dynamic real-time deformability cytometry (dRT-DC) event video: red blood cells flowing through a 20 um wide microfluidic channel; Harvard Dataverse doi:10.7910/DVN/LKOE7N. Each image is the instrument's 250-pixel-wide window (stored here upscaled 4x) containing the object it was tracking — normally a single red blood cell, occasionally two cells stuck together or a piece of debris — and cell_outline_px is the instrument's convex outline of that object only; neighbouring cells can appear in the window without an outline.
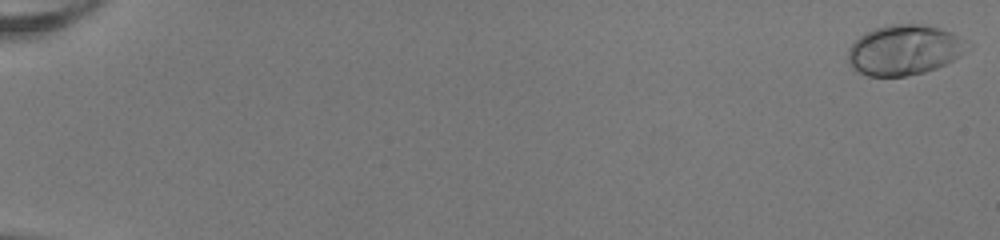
{"species": "human", "species_latin": "Homo sapiens", "temperature_condition": "room temperature", "stored_images_in_passage": 53, "camera_frame_rate_fps": 3000, "um_per_image_px": 0.085, "donor": {"sex": "female"}, "frame": {"image": 1, "passage_image": 1, "time_ms": 0.0, "image_size_px": [1000, 240], "cell_outline_px": [[972, 48], [960, 56], [936, 68], [924, 72], [904, 76], [868, 76], [856, 72], [848, 64], [848, 48], [864, 32], [888, 24], [920, 24], [940, 28], [952, 32], [972, 44]], "centroid_in_image_um": [76.88, 4.24], "position_along_channel_um": 8.1, "area_um2": 35.26}}
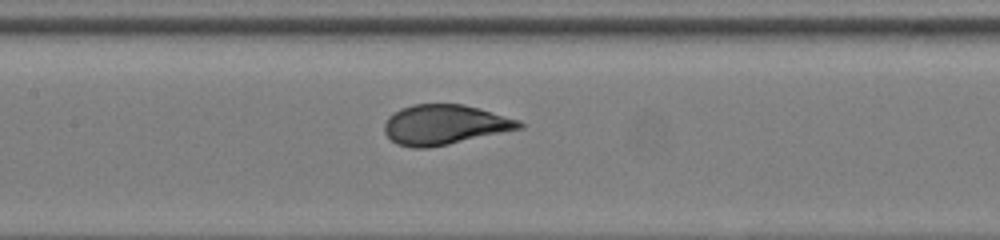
{"frame": {"image": 2, "passage_image": 28, "time_ms": 9.0, "image_size_px": [1000, 240], "cell_outline_px": [[524, 128], [448, 144], [428, 148], [412, 148], [396, 144], [384, 132], [384, 124], [388, 116], [400, 108], [412, 104], [464, 104], [520, 120], [524, 124]], "centroid_in_image_um": [37.78, 10.6], "position_along_channel_um": 169.6, "area_um2": 31.44}}
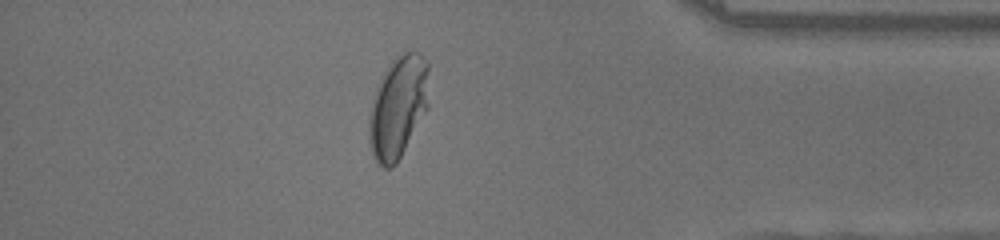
{"frame": {"image": 3, "passage_image": 47, "time_ms": 15.333, "image_size_px": [1000, 240], "cell_outline_px": [[428, 108], [396, 164], [392, 168], [384, 168], [372, 156], [368, 140], [368, 116], [376, 88], [388, 64], [392, 60], [404, 52], [420, 52], [428, 64]], "centroid_in_image_um": [33.82, 9.11], "position_along_channel_um": 401.4, "area_um2": 35.78}, "authors_computed_cell_mechanics": {"area_um2": 31.8478, "velocity_mm_per_s": 4.0392, "shape_relaxation_time_tau1_ms": 4.1006, "shape_relaxation_time_tau2_ms": null, "deformation_change_tau1": 0.1952, "deformation_change_tau2": null}}